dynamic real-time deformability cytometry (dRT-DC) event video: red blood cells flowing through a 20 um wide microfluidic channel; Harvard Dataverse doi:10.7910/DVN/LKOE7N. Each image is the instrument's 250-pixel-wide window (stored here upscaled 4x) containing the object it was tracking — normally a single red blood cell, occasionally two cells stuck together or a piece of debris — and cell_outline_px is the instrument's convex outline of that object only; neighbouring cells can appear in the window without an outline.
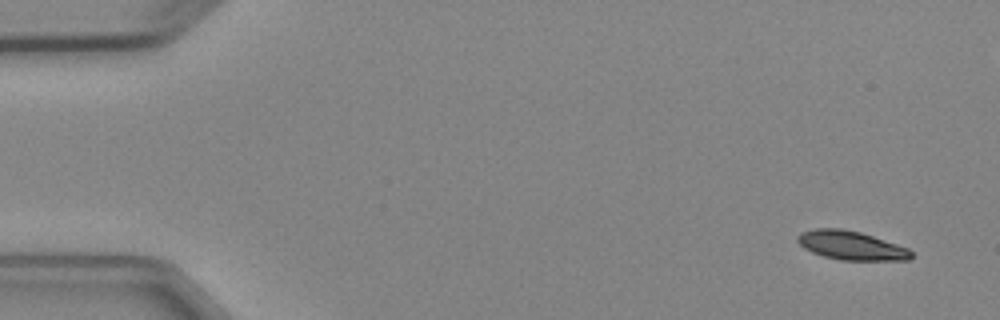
{"species": "Egyptian fruit bat (a non-hibernating species)", "species_latin": "Rousettus aegyptiacus", "temperature_condition": "cold", "stored_images_in_passage": 6, "camera_frame_rate_fps": 3000, "um_per_image_px": 0.085, "animal": {"sex": "female"}, "frame": {"image": 1, "passage_image": 1, "time_ms": 0.0, "image_size_px": [1000, 320], "cell_outline_px": [[912, 256], [908, 260], [840, 260], [824, 256], [812, 252], [804, 248], [796, 240], [796, 236], [800, 232], [816, 228], [840, 228], [860, 232], [908, 248], [912, 252]], "centroid_in_image_um": [72.31, 20.86], "position_along_channel_um": 12.7, "area_um2": 19.02}}